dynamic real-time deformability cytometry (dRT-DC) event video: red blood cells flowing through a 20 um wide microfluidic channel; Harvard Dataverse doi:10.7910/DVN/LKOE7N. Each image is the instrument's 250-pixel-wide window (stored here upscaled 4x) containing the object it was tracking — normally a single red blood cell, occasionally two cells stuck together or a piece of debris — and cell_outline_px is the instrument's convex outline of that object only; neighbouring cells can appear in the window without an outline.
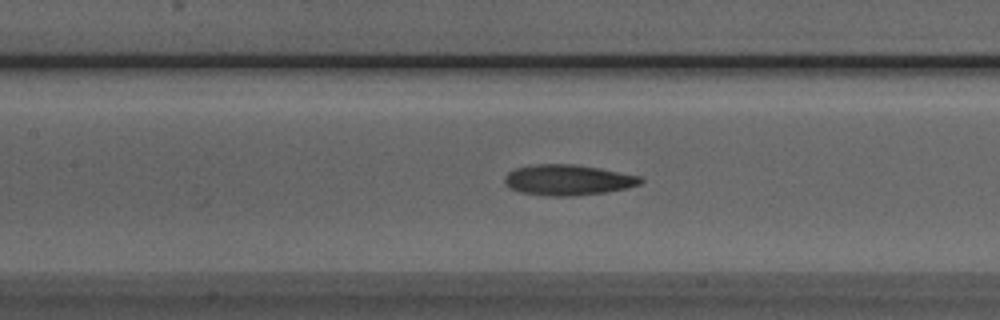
{"species": "Egyptian fruit bat (a non-hibernating species)", "species_latin": "Rousettus aegyptiacus", "temperature_condition": "room temperature", "stored_images_in_passage": 9, "camera_frame_rate_fps": 3000, "um_per_image_px": 0.085, "animal": {"sex": "male"}, "frame": {"image": 1, "passage_image": 8, "time_ms": 2.333, "image_size_px": [1000, 320], "cell_outline_px": [[644, 180], [640, 184], [628, 188], [604, 192], [572, 196], [548, 196], [520, 192], [508, 188], [504, 180], [504, 176], [508, 172], [516, 168], [536, 164], [572, 164], [600, 168], [640, 176]], "centroid_in_image_um": [48.25, 15.3], "position_along_channel_um": 159.1, "area_um2": 24.28}}